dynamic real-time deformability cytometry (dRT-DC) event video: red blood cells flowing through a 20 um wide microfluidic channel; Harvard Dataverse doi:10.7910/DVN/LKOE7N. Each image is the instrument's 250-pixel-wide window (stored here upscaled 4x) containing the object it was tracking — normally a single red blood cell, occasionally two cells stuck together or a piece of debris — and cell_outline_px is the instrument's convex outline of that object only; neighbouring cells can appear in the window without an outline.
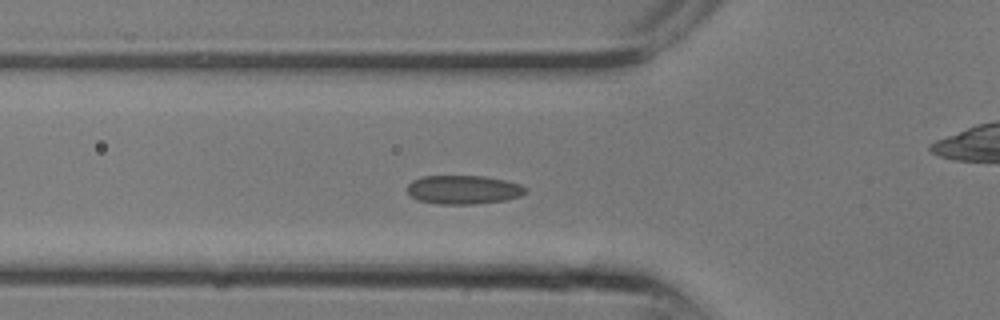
{"species": "common noctule bat (a hibernating species)", "species_latin": "Nyctalus noctula", "temperature_condition": "room temperature", "stored_images_in_passage": 11, "segment_of_instrument_passage": [1, 2], "camera_frame_rate_fps": 3000, "um_per_image_px": 0.085, "animal": {"sex": "male", "body_mass_g": 13.3}, "frame": {"image": 1, "passage_image": 8, "time_ms": 2.333, "image_size_px": [1000, 320], "cell_outline_px": [[528, 192], [520, 196], [504, 200], [472, 204], [436, 204], [416, 200], [408, 196], [408, 184], [412, 180], [424, 176], [484, 176], [504, 180], [520, 184], [528, 188]], "centroid_in_image_um": [39.37, 16.13], "position_along_channel_um": 86.4, "area_um2": 20.0}}
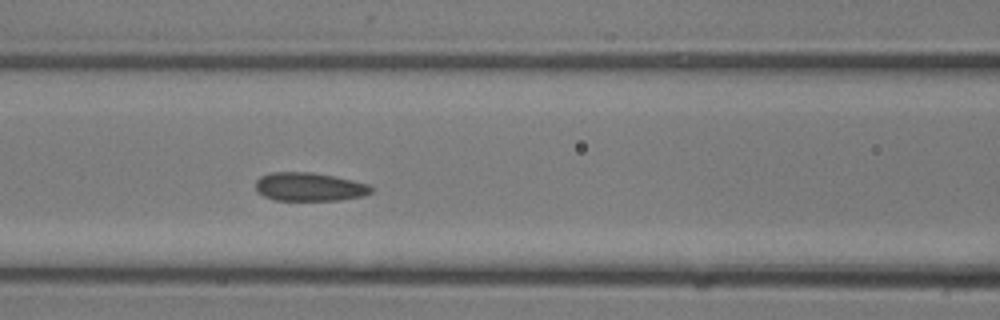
{"frame": {"image": 2, "passage_image": 10, "time_ms": 3.0, "image_size_px": [1000, 320], "cell_outline_px": [[372, 192], [364, 196], [340, 200], [276, 200], [264, 196], [256, 192], [256, 180], [260, 176], [272, 172], [312, 172], [352, 180], [368, 184], [372, 188]], "centroid_in_image_um": [26.28, 15.88], "position_along_channel_um": 140.3, "area_um2": 19.19}}